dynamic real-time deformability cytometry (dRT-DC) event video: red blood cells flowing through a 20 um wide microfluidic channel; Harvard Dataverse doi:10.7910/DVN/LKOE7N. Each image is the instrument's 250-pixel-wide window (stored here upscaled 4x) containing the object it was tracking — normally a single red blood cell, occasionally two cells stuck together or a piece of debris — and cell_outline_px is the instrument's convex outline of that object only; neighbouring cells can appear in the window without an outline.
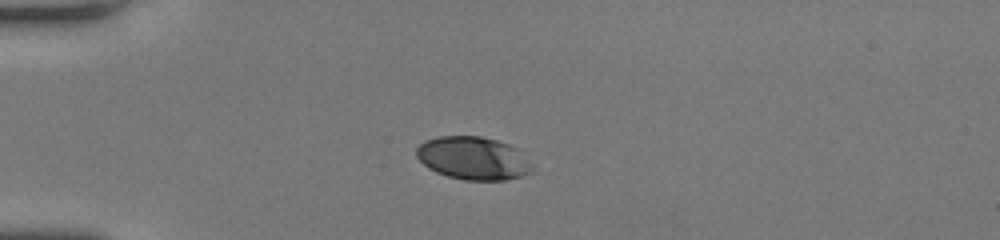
{"species": "human", "species_latin": "Homo sapiens", "temperature_condition": "room temperature", "stored_images_in_passage": 37, "camera_frame_rate_fps": 3000, "um_per_image_px": 0.085, "donor": {"sex": "female"}, "frame": {"image": 1, "passage_image": 1, "time_ms": 0.0, "image_size_px": [1000, 240], "cell_outline_px": [[524, 172], [520, 176], [504, 180], [468, 180], [448, 176], [436, 172], [424, 164], [416, 156], [416, 148], [420, 144], [428, 140], [440, 136], [480, 136], [496, 140], [516, 148]], "centroid_in_image_um": [40.01, 13.43], "position_along_channel_um": 45.0, "area_um2": 27.34}}
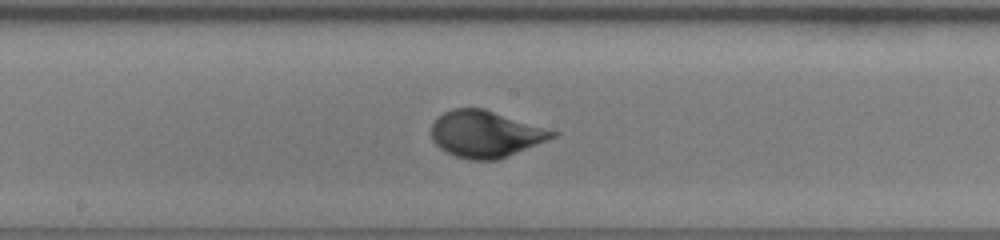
{"frame": {"image": 2, "passage_image": 15, "time_ms": 4.667, "image_size_px": [1000, 240], "cell_outline_px": [[560, 132], [556, 136], [496, 160], [472, 160], [456, 156], [440, 148], [436, 144], [432, 136], [432, 124], [444, 112], [456, 108], [480, 108]], "centroid_in_image_um": [41.25, 11.39], "position_along_channel_um": 206.9, "area_um2": 32.02}}
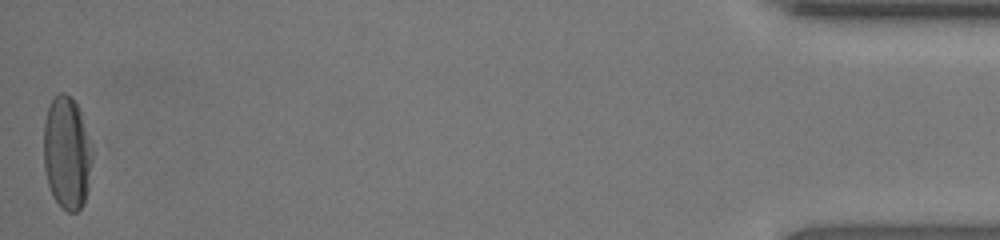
{"frame": {"image": 3, "passage_image": 37, "time_ms": 12.0, "image_size_px": [1000, 240], "cell_outline_px": [[92, 160], [88, 188], [84, 204], [76, 212], [68, 212], [52, 196], [48, 184], [44, 168], [44, 124], [48, 108], [52, 100], [60, 92], [64, 92], [76, 104], [80, 112]], "centroid_in_image_um": [5.65, 13.05], "position_along_channel_um": 429.5, "area_um2": 31.15}, "authors_computed_cell_mechanics": {"area_um2": 30.5184, "velocity_mm_per_s": 4.2249, "shape_relaxation_time_tau1_ms": 3.0029, "shape_relaxation_time_tau2_ms": null, "deformation_change_tau1": 0.1621, "deformation_change_tau2": null}}